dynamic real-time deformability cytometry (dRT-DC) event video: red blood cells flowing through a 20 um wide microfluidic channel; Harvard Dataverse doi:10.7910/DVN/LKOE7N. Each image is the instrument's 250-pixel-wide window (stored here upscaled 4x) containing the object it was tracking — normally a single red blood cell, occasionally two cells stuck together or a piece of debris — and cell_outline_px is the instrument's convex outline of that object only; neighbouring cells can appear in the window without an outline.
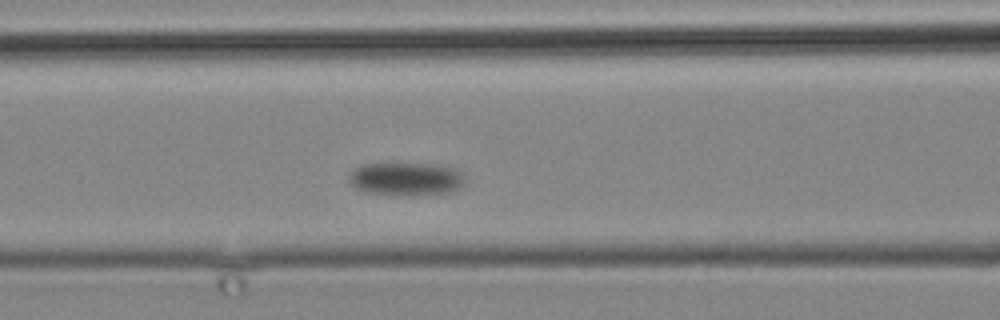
{"species": "common noctule bat (a hibernating species)", "species_latin": "Nyctalus noctula", "temperature_condition": "cold", "stored_images_in_passage": 4, "camera_frame_rate_fps": 3000, "um_per_image_px": 0.085, "animal": {"sex": "male", "body_mass_g": 19.2, "forearm_length_mm": 51.8}, "frame": {"image": 1, "passage_image": 4, "time_ms": 3.333, "image_size_px": [1000, 320], "cell_outline_px": [[464, 184], [460, 188], [452, 192], [412, 196], [396, 196], [368, 192], [356, 188], [348, 180], [348, 172], [352, 168], [360, 164], [428, 164], [456, 168], [464, 176]], "centroid_in_image_um": [34.49, 15.22], "position_along_channel_um": 132.1, "area_um2": 22.83}}